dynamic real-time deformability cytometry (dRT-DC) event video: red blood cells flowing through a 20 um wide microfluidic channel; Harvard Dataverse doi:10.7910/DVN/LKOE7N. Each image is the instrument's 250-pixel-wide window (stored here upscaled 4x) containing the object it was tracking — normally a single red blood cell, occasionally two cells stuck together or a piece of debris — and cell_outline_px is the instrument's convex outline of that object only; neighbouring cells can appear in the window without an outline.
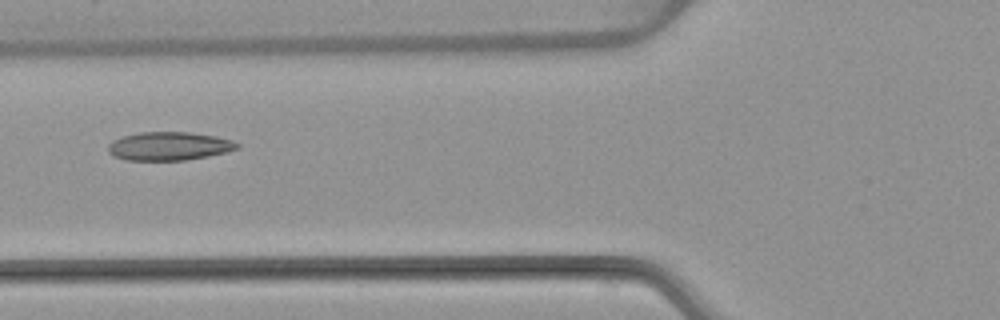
{"species": "common noctule bat (a hibernating species)", "species_latin": "Nyctalus noctula", "temperature_condition": "warm", "stored_images_in_passage": 6, "camera_frame_rate_fps": 3000, "um_per_image_px": 0.085, "animal": {"sex": "female", "body_mass_g": 22.7, "forearm_length_mm": 54.2}, "frame": {"image": 1, "passage_image": 6, "time_ms": 6.0, "image_size_px": [1000, 320], "cell_outline_px": [[240, 148], [208, 156], [184, 160], [128, 160], [112, 156], [108, 152], [108, 144], [112, 140], [124, 136], [140, 132], [188, 132], [216, 136], [232, 140], [240, 144]], "centroid_in_image_um": [14.36, 12.42], "position_along_channel_um": 111.4, "area_um2": 21.39}}